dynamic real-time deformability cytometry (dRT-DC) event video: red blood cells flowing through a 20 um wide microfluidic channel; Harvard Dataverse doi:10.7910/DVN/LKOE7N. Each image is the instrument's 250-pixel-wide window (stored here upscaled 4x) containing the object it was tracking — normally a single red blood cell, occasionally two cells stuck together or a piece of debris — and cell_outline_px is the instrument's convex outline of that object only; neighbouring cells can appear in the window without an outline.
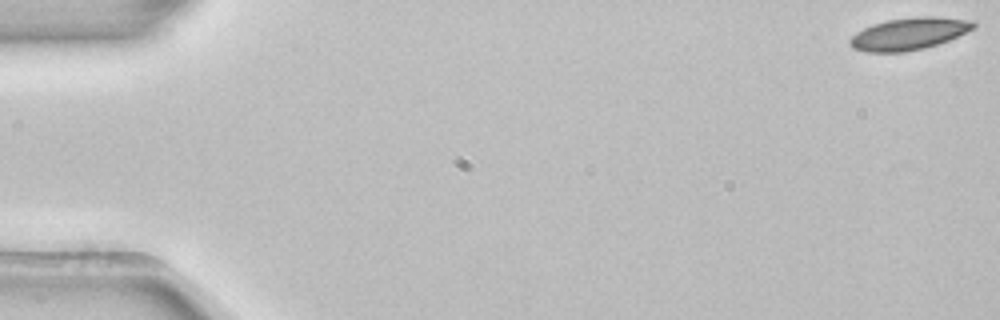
{"species": "common noctule bat (a hibernating species)", "species_latin": "Nyctalus noctula", "temperature_condition": "room temperature", "stored_images_in_passage": 11, "camera_frame_rate_fps": 3000, "um_per_image_px": 0.085, "animal": {"sex": "female", "body_mass_g": 22.7, "forearm_length_mm": 54.2}, "frame": {"image": 1, "passage_image": 1, "time_ms": 0.0, "image_size_px": [1000, 320], "cell_outline_px": [[976, 28], [948, 40], [924, 48], [904, 52], [868, 52], [852, 48], [848, 44], [848, 40], [856, 32], [872, 24], [888, 20], [916, 16], [936, 16], [976, 20]], "centroid_in_image_um": [77.28, 2.85], "position_along_channel_um": 7.7, "area_um2": 23.35}}